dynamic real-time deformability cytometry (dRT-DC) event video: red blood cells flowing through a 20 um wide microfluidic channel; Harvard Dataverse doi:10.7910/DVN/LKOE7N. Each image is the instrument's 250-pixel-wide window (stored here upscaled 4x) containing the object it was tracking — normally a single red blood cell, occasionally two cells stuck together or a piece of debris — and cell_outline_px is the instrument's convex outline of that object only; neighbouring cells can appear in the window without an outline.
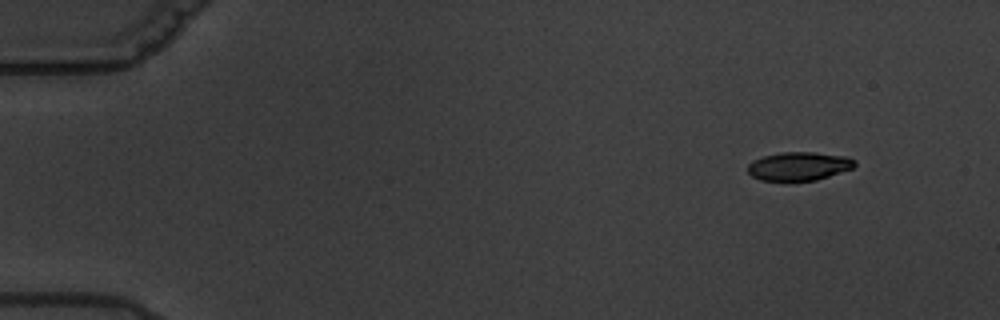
{"species": "common noctule bat (a hibernating species)", "species_latin": "Nyctalus noctula", "temperature_condition": "warm", "stored_images_in_passage": 4, "camera_frame_rate_fps": 3000, "um_per_image_px": 0.085, "animal": {"sex": "male", "body_mass_g": 19.5, "forearm_length_mm": 54.6}, "frame": {"image": 1, "passage_image": 1, "time_ms": 0.0, "image_size_px": [1000, 320], "cell_outline_px": [[856, 164], [852, 168], [816, 180], [760, 180], [752, 176], [748, 172], [748, 164], [752, 160], [764, 156], [780, 152], [812, 152], [848, 156], [856, 160]], "centroid_in_image_um": [67.9, 14.11], "position_along_channel_um": 17.1, "area_um2": 17.69}}